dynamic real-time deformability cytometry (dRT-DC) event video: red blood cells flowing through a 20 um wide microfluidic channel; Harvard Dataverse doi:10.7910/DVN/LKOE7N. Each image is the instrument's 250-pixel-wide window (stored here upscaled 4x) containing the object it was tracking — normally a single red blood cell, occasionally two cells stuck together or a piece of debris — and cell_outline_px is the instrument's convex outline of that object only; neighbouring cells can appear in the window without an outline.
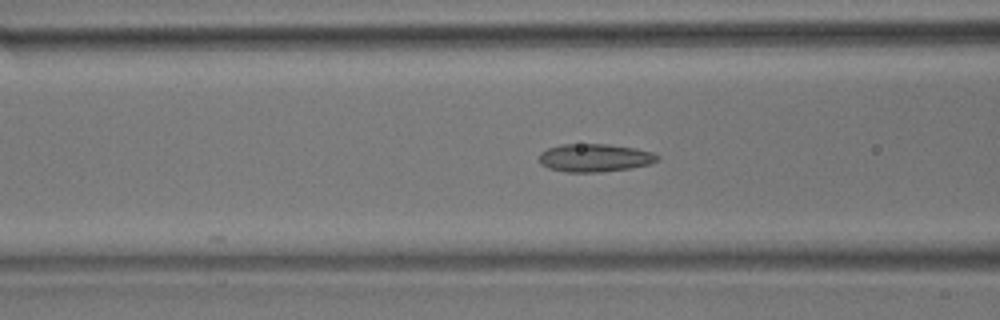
{"species": "common noctule bat (a hibernating species)", "species_latin": "Nyctalus noctula", "temperature_condition": "room temperature", "stored_images_in_passage": 17, "camera_frame_rate_fps": 3000, "um_per_image_px": 0.085, "animal": {"sex": "male", "body_mass_g": 17.9}, "frame": {"image": 1, "passage_image": 7, "time_ms": 2.0, "image_size_px": [1000, 320], "cell_outline_px": [[660, 160], [648, 164], [632, 168], [604, 172], [564, 172], [548, 168], [540, 164], [540, 152], [548, 148], [560, 144], [608, 144], [636, 148], [652, 152], [660, 156]], "centroid_in_image_um": [50.56, 13.42], "position_along_channel_um": 116.0, "area_um2": 19.54}}
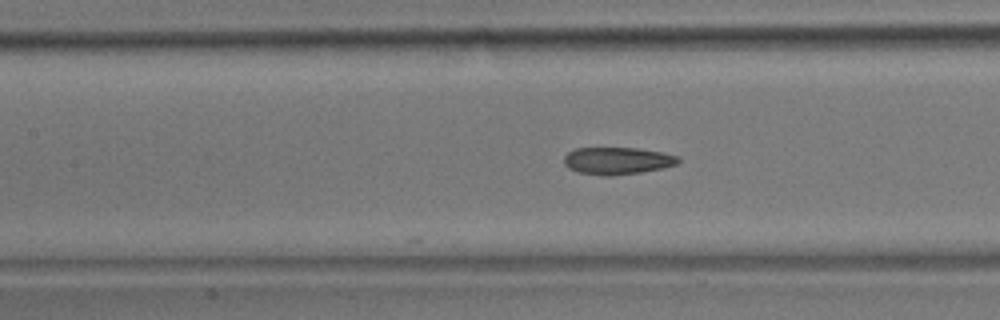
{"frame": {"image": 2, "passage_image": 10, "time_ms": 3.0, "image_size_px": [1000, 320], "cell_outline_px": [[680, 160], [676, 164], [664, 168], [640, 172], [612, 176], [604, 176], [576, 172], [568, 168], [564, 164], [564, 156], [568, 152], [576, 148], [636, 148], [664, 152], [680, 156]], "centroid_in_image_um": [52.48, 13.67], "position_along_channel_um": 154.9, "area_um2": 18.32}}